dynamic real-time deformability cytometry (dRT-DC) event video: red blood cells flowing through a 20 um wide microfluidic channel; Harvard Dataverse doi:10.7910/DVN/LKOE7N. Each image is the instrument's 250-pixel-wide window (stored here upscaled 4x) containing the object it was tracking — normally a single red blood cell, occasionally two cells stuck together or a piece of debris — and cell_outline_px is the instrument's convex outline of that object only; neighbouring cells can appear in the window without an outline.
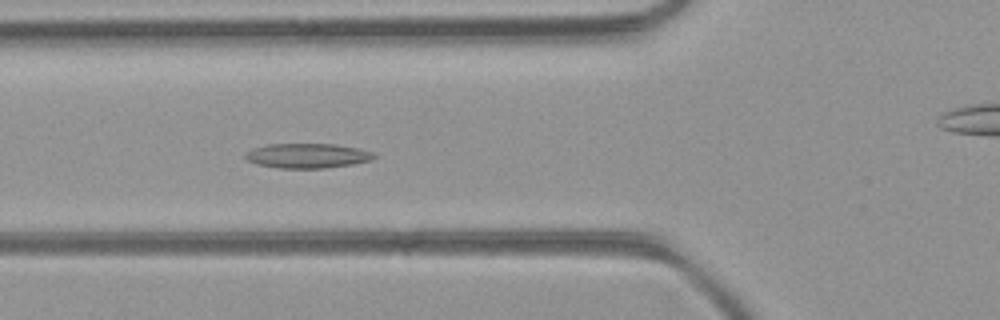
{"species": "common noctule bat (a hibernating species)", "species_latin": "Nyctalus noctula", "temperature_condition": "room temperature", "stored_images_in_passage": 52, "camera_frame_rate_fps": 3000, "um_per_image_px": 0.085, "animal": {"sex": "female", "body_mass_g": 21.9}, "frame": {"image": 1, "passage_image": 18, "time_ms": 5.667, "image_size_px": [1000, 320], "cell_outline_px": [[376, 156], [368, 160], [352, 164], [324, 168], [280, 168], [256, 164], [248, 160], [244, 156], [244, 152], [252, 148], [268, 144], [332, 144], [356, 148], [372, 152]], "centroid_in_image_um": [26.05, 13.23], "position_along_channel_um": 99.8, "area_um2": 18.32}}
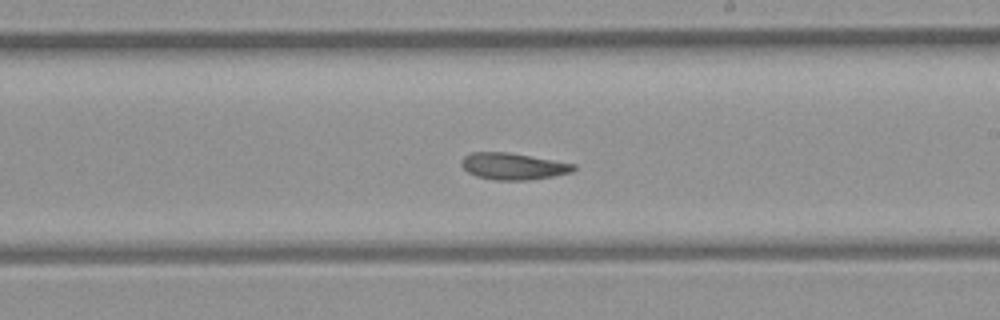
{"frame": {"image": 2, "passage_image": 29, "time_ms": 9.333, "image_size_px": [1000, 320], "cell_outline_px": [[576, 168], [572, 172], [552, 176], [528, 180], [496, 180], [476, 176], [468, 172], [460, 164], [460, 160], [464, 156], [472, 152], [508, 152], [576, 164]], "centroid_in_image_um": [43.6, 14.13], "position_along_channel_um": 245.4, "area_um2": 17.4}}
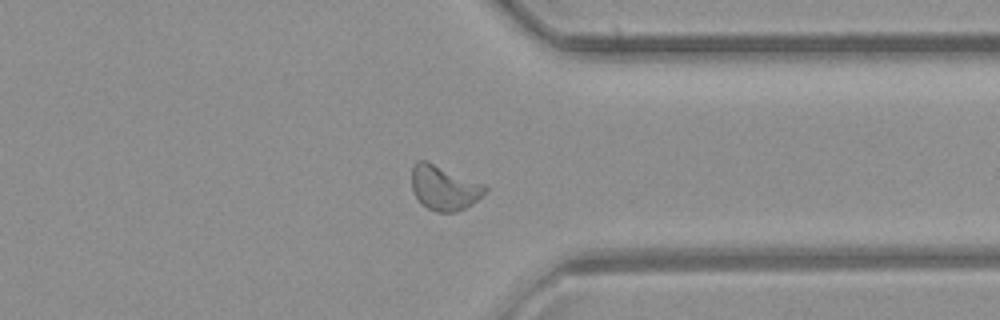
{"frame": {"image": 3, "passage_image": 39, "time_ms": 12.667, "image_size_px": [1000, 320], "cell_outline_px": [[488, 188], [472, 204], [456, 212], [436, 212], [420, 204], [412, 188], [412, 168], [416, 160], [428, 160], [488, 184]], "centroid_in_image_um": [37.76, 15.93], "position_along_channel_um": 373.6, "area_um2": 19.54}, "authors_computed_cell_mechanics": {"area_um2": 18.6116, "velocity_mm_per_s": 3.9684, "shape_relaxation_time_tau1_ms": null, "shape_relaxation_time_tau2_ms": 4.6427, "deformation_change_tau1": null, "deformation_change_tau2": 0.1029}}